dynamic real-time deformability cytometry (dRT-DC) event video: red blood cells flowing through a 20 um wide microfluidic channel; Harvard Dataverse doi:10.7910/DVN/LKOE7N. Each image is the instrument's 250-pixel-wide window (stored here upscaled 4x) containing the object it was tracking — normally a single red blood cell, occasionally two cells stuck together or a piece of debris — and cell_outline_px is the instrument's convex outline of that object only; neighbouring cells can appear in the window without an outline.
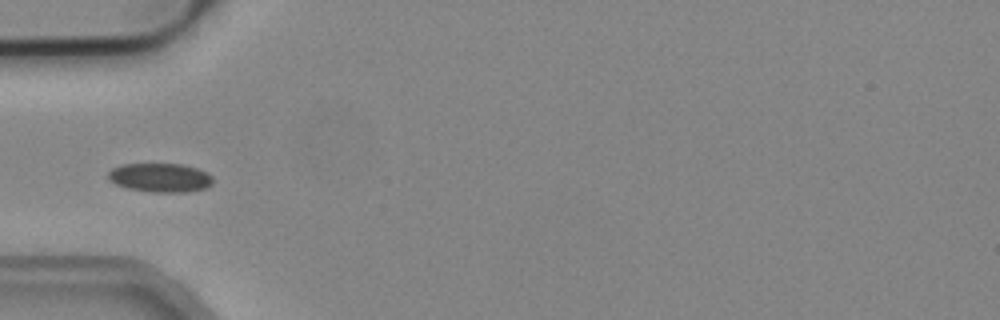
{"species": "common noctule bat (a hibernating species)", "species_latin": "Nyctalus noctula", "temperature_condition": "cold", "stored_images_in_passage": 5, "camera_frame_rate_fps": 3000, "um_per_image_px": 0.085, "animal": {"sex": "male", "body_mass_g": 19.2, "forearm_length_mm": 51.8}, "frame": {"image": 1, "passage_image": 4, "time_ms": 1.0, "image_size_px": [1000, 320], "cell_outline_px": [[212, 184], [208, 188], [184, 192], [152, 192], [128, 188], [116, 184], [108, 180], [108, 172], [112, 168], [120, 164], [184, 164], [208, 172], [212, 176]], "centroid_in_image_um": [13.63, 15.09], "position_along_channel_um": 71.4, "area_um2": 17.8}}